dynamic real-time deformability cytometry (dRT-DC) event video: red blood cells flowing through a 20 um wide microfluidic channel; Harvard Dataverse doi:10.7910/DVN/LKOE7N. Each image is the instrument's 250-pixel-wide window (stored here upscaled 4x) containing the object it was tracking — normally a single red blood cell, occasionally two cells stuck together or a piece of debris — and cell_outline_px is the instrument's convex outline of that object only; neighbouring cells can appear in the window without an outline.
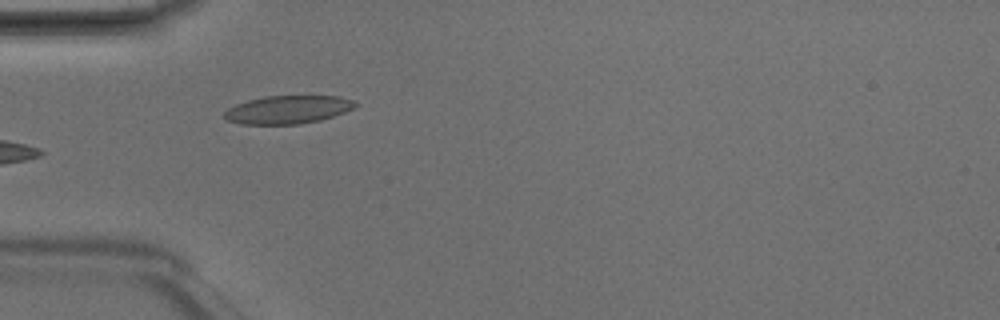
{"species": "Egyptian fruit bat (a non-hibernating species)", "species_latin": "Rousettus aegyptiacus", "temperature_condition": "room temperature", "stored_images_in_passage": 3, "camera_frame_rate_fps": 3000, "um_per_image_px": 0.085, "animal": {"sex": "male"}, "frame": {"image": 1, "passage_image": 2, "time_ms": 0.333, "image_size_px": [1000, 320], "cell_outline_px": [[360, 104], [356, 108], [320, 120], [300, 124], [240, 124], [224, 120], [224, 112], [228, 108], [236, 104], [248, 100], [264, 96], [340, 96], [352, 100]], "centroid_in_image_um": [24.47, 9.32], "position_along_channel_um": 60.5, "area_um2": 21.62}}